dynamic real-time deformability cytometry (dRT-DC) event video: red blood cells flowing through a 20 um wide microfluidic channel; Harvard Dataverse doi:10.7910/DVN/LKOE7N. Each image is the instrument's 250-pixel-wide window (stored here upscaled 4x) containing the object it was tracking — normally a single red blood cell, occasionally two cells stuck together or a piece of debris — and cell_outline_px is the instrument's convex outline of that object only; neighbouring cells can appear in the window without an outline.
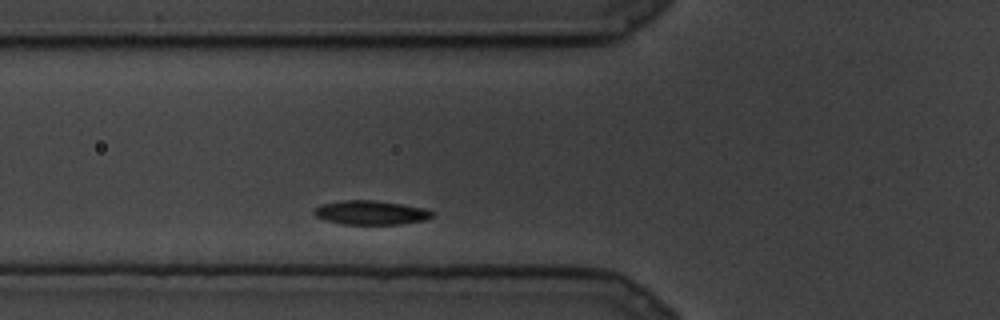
{"species": "common noctule bat (a hibernating species)", "species_latin": "Nyctalus noctula", "temperature_condition": "cold", "stored_images_in_passage": 5, "camera_frame_rate_fps": 3000, "um_per_image_px": 0.085, "animal": {"sex": "male", "body_mass_g": 19.5, "forearm_length_mm": 54.6}, "frame": {"image": 1, "passage_image": 3, "time_ms": 0.667, "image_size_px": [1000, 320], "cell_outline_px": [[436, 212], [432, 216], [424, 220], [400, 224], [344, 224], [328, 220], [316, 216], [312, 212], [320, 204], [344, 200], [372, 200], [400, 204], [424, 208]], "centroid_in_image_um": [31.53, 18.07], "position_along_channel_um": 94.3, "area_um2": 16.36}}
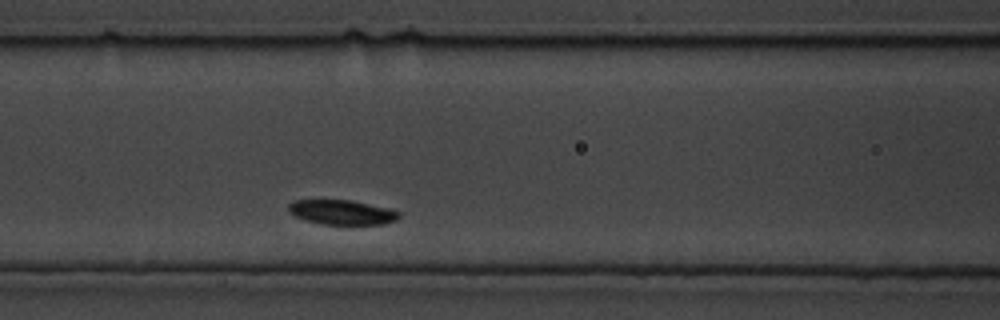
{"frame": {"image": 2, "passage_image": 5, "time_ms": 1.333, "image_size_px": [1000, 320], "cell_outline_px": [[400, 216], [396, 220], [384, 224], [320, 224], [304, 220], [288, 212], [288, 204], [296, 200], [352, 200], [388, 208], [400, 212]], "centroid_in_image_um": [29.05, 18.04], "position_along_channel_um": 137.5, "area_um2": 15.9}}